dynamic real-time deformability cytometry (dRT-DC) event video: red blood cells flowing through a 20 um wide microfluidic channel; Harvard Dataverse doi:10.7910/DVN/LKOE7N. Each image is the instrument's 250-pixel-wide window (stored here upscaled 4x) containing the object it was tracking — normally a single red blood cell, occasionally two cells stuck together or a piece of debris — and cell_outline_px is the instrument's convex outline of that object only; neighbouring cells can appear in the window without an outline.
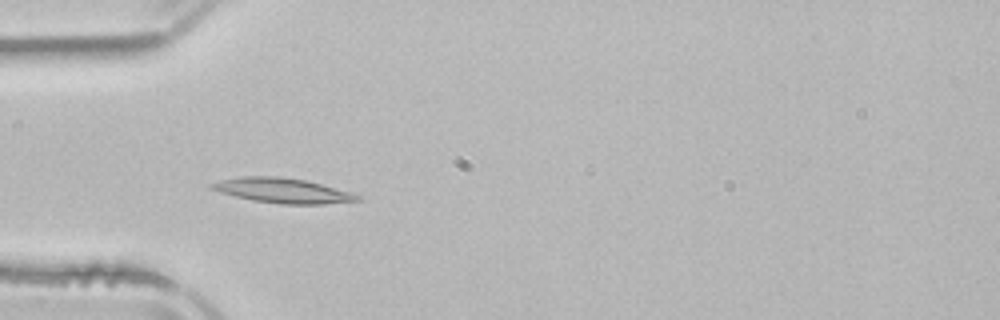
{"species": "common noctule bat (a hibernating species)", "species_latin": "Nyctalus noctula", "temperature_condition": "room temperature", "stored_images_in_passage": 5, "camera_frame_rate_fps": 3000, "um_per_image_px": 0.085, "animal": {"sex": "male", "body_mass_g": 21.5, "forearm_length_mm": 52.0}, "frame": {"image": 1, "passage_image": 4, "time_ms": 4.333, "image_size_px": [1000, 320], "cell_outline_px": [[364, 200], [324, 204], [280, 204], [252, 200], [220, 192], [208, 188], [208, 184], [220, 180], [240, 176], [276, 176], [304, 180], [320, 184], [348, 192], [360, 196]], "centroid_in_image_um": [23.97, 16.2], "position_along_channel_um": 61.0, "area_um2": 20.98}}
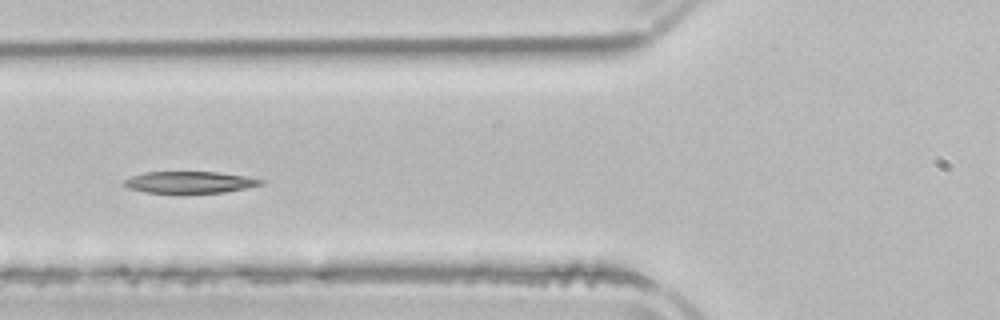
{"frame": {"image": 2, "passage_image": 5, "time_ms": 5.667, "image_size_px": [1000, 320], "cell_outline_px": [[264, 184], [224, 192], [176, 196], [144, 192], [128, 188], [124, 184], [124, 180], [132, 176], [144, 172], [216, 172], [244, 176], [264, 180]], "centroid_in_image_um": [16.06, 15.54], "position_along_channel_um": 109.7, "area_um2": 18.03}}